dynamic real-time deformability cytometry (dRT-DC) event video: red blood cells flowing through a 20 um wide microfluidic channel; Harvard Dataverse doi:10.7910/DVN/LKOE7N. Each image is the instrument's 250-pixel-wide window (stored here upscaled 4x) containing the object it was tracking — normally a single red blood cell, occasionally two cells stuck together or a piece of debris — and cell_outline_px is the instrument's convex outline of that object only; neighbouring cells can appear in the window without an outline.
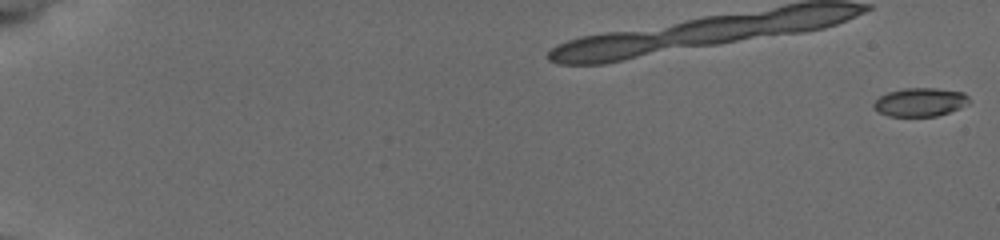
{"species": "common noctule bat (a hibernating species)", "species_latin": "Nyctalus noctula", "temperature_condition": "cold", "stored_images_in_passage": 58, "camera_frame_rate_fps": 3000, "um_per_image_px": 0.085, "animal": {"sex": "female", "body_mass_g": 19.5, "forearm_length_mm": 54.1}, "frame": {"image": 1, "passage_image": 1, "time_ms": 0.0, "image_size_px": [1000, 240], "cell_outline_px": [[972, 100], [968, 104], [960, 108], [936, 116], [888, 116], [872, 108], [872, 104], [880, 96], [888, 92], [904, 88], [936, 88], [964, 92]], "centroid_in_image_um": [78.23, 8.67], "position_along_channel_um": 6.8, "area_um2": 15.95}}
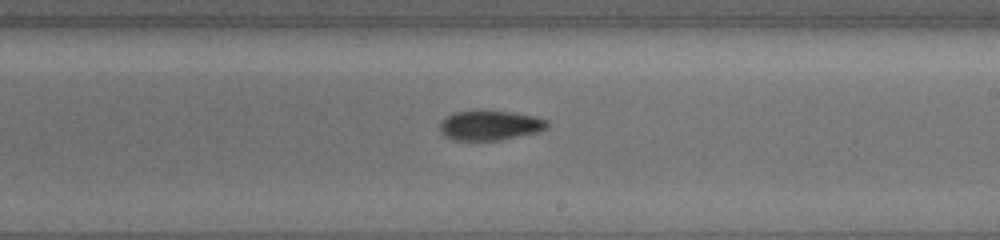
{"frame": {"image": 2, "passage_image": 37, "time_ms": 12.0, "image_size_px": [1000, 240], "cell_outline_px": [[548, 128], [540, 132], [500, 140], [452, 140], [444, 136], [440, 132], [440, 120], [452, 112], [480, 108], [516, 112], [536, 116], [548, 120]], "centroid_in_image_um": [41.64, 10.61], "position_along_channel_um": 247.4, "area_um2": 19.59}}
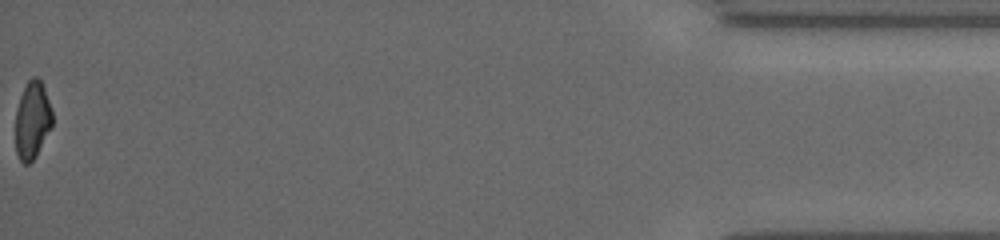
{"frame": {"image": 3, "passage_image": 58, "time_ms": 19.0, "image_size_px": [1000, 240], "cell_outline_px": [[52, 124], [36, 156], [28, 164], [24, 164], [20, 160], [16, 152], [16, 108], [20, 96], [28, 80], [32, 76], [36, 76], [40, 80], [44, 88], [52, 112]], "centroid_in_image_um": [2.73, 10.2], "position_along_channel_um": 432.5, "area_um2": 16.42}, "authors_computed_cell_mechanics": {"area_um2": 17.7446, "velocity_mm_per_s": 3.7793, "shape_relaxation_time_tau1_ms": null, "shape_relaxation_time_tau2_ms": 6.564, "deformation_change_tau1": null, "deformation_change_tau2": 0.1198}}